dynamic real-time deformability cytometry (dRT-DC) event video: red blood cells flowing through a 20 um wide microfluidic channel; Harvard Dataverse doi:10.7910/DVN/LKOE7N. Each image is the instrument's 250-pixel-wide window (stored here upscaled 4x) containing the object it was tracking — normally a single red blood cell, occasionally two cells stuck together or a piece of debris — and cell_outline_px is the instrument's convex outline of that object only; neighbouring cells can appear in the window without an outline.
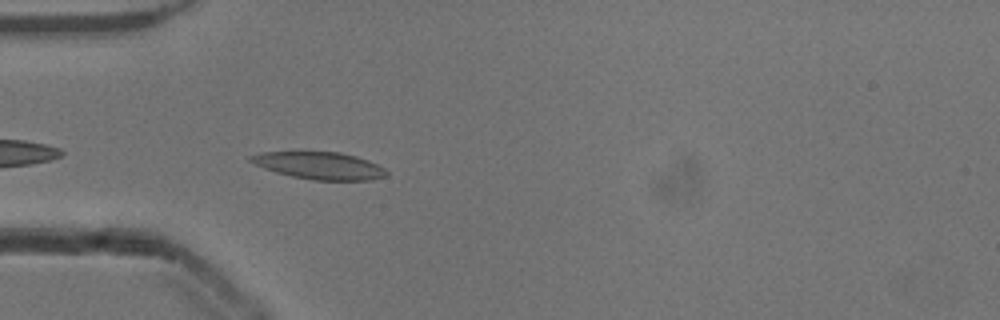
{"species": "common noctule bat (a hibernating species)", "species_latin": "Nyctalus noctula", "temperature_condition": "cold", "stored_images_in_passage": 39, "camera_frame_rate_fps": 3000, "um_per_image_px": 0.085, "animal": {"sex": "male", "body_mass_g": 13.3}, "frame": {"image": 1, "passage_image": 2, "time_ms": 0.333, "image_size_px": [1000, 320], "cell_outline_px": [[388, 176], [372, 180], [312, 180], [292, 176], [276, 172], [264, 168], [248, 160], [248, 156], [260, 152], [304, 148], [340, 152], [356, 156], [368, 160], [384, 168], [388, 172]], "centroid_in_image_um": [27.09, 14.01], "position_along_channel_um": 57.9, "area_um2": 22.72}}
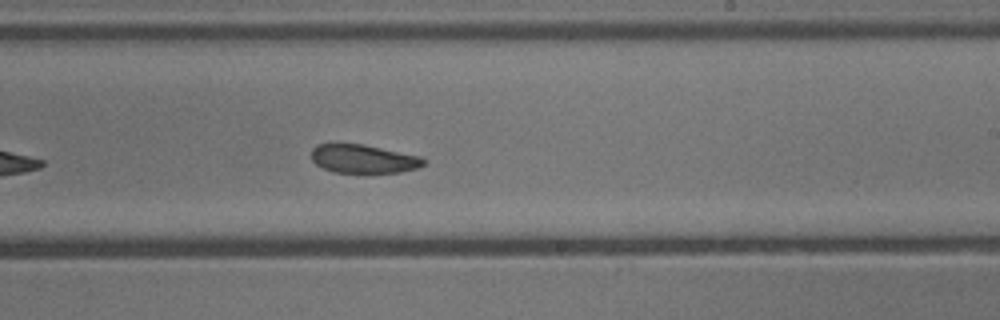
{"frame": {"image": 2, "passage_image": 18, "time_ms": 5.667, "image_size_px": [1000, 320], "cell_outline_px": [[424, 164], [416, 168], [400, 172], [332, 172], [316, 164], [312, 160], [312, 148], [316, 144], [364, 144], [420, 156], [424, 160]], "centroid_in_image_um": [30.86, 13.49], "position_along_channel_um": 258.1, "area_um2": 18.44}}
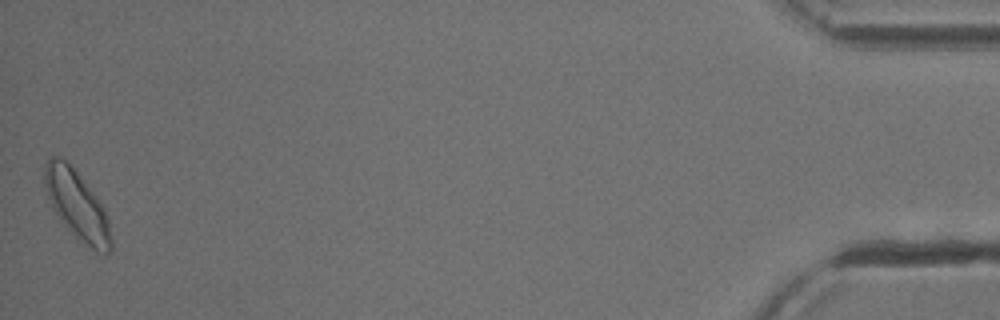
{"frame": {"image": 3, "passage_image": 39, "time_ms": 12.667, "image_size_px": [1000, 320], "cell_outline_px": [[112, 252], [104, 256], [96, 252], [72, 232], [64, 224], [56, 212], [48, 196], [44, 184], [44, 168], [48, 160], [52, 156], [56, 156], [64, 160], [76, 172], [96, 196], [104, 208], [108, 216], [112, 240]], "centroid_in_image_um": [6.6, 17.49], "position_along_channel_um": 428.6, "area_um2": 26.07}, "authors_computed_cell_mechanics": {"area_um2": 20.7502, "velocity_mm_per_s": 3.8302, "shape_relaxation_time_tau1_ms": 4.2305, "shape_relaxation_time_tau2_ms": 5.6735, "deformation_change_tau1": 0.0876, "deformation_change_tau2": 0.1194}}